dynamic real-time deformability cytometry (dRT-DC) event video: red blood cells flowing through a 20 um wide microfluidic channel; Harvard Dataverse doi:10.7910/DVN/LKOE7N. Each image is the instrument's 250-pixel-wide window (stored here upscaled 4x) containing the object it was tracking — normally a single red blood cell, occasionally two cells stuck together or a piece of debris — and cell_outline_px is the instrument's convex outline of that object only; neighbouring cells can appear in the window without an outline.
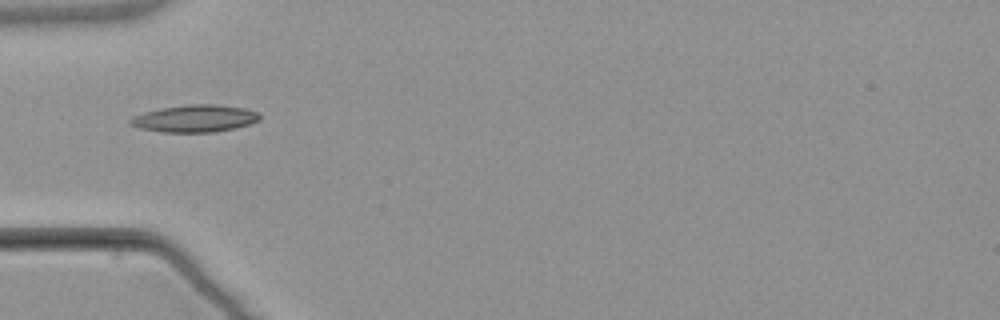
{"species": "common noctule bat (a hibernating species)", "species_latin": "Nyctalus noctula", "temperature_condition": "warm", "stored_images_in_passage": 4, "camera_frame_rate_fps": 3000, "um_per_image_px": 0.085, "animal": {"sex": "male", "body_mass_g": 21.5, "forearm_length_mm": 52.0}, "frame": {"image": 1, "passage_image": 4, "time_ms": 3.667, "image_size_px": [1000, 320], "cell_outline_px": [[260, 120], [248, 124], [232, 128], [212, 132], [164, 132], [140, 128], [128, 124], [128, 120], [132, 116], [144, 112], [160, 108], [188, 104], [212, 104], [244, 108], [260, 112]], "centroid_in_image_um": [16.53, 10.06], "position_along_channel_um": 68.5, "area_um2": 20.46}}